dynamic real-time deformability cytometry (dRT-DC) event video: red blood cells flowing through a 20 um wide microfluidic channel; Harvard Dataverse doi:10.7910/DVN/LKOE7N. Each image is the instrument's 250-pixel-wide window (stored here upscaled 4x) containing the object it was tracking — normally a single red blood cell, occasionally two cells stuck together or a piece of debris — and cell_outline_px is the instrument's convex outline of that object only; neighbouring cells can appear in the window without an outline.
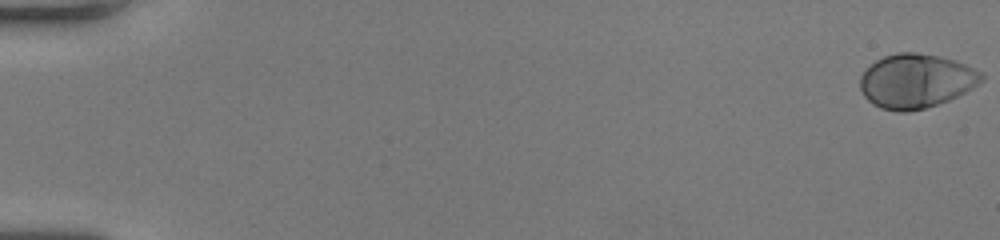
{"species": "human", "species_latin": "Homo sapiens", "temperature_condition": "room temperature", "stored_images_in_passage": 54, "camera_frame_rate_fps": 3000, "um_per_image_px": 0.085, "donor": {"sex": "female"}, "frame": {"image": 1, "passage_image": 1, "time_ms": 0.0, "image_size_px": [1000, 240], "cell_outline_px": [[984, 80], [972, 88], [948, 100], [924, 108], [908, 112], [896, 112], [880, 108], [872, 104], [864, 96], [860, 88], [860, 76], [876, 60], [884, 56], [896, 52], [916, 52], [956, 60], [980, 72], [984, 76]], "centroid_in_image_um": [77.84, 6.89], "position_along_channel_um": 7.2, "area_um2": 38.15}}
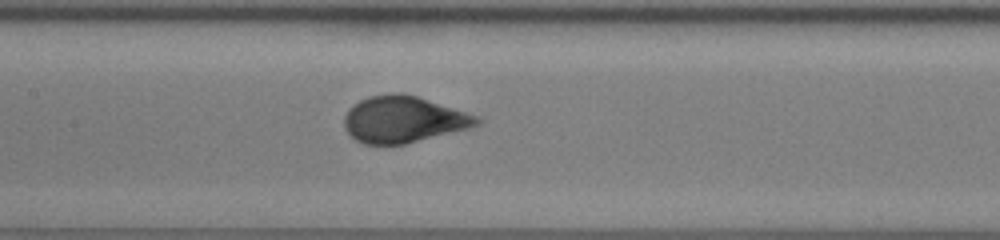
{"frame": {"image": 2, "passage_image": 28, "time_ms": 9.0, "image_size_px": [1000, 240], "cell_outline_px": [[484, 120], [480, 124], [472, 128], [404, 144], [364, 144], [356, 140], [344, 128], [344, 116], [348, 108], [352, 104], [368, 96], [392, 92], [400, 92], [416, 96], [480, 116]], "centroid_in_image_um": [34.31, 10.14], "position_along_channel_um": 173.1, "area_um2": 36.3}}
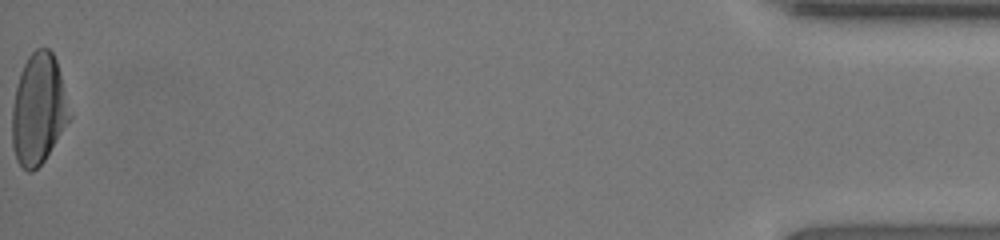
{"frame": {"image": 3, "passage_image": 54, "time_ms": 17.667, "image_size_px": [1000, 240], "cell_outline_px": [[72, 116], [44, 160], [32, 172], [28, 172], [16, 160], [12, 144], [12, 108], [16, 88], [20, 72], [28, 56], [36, 48], [48, 48], [52, 52], [56, 60], [60, 72]], "centroid_in_image_um": [3.27, 9.28], "position_along_channel_um": 431.9, "area_um2": 36.93}, "authors_computed_cell_mechanics": {"area_um2": 36.3273, "velocity_mm_per_s": 4.0708, "shape_relaxation_time_tau1_ms": 3.3998, "shape_relaxation_time_tau2_ms": null, "deformation_change_tau1": 0.1999, "deformation_change_tau2": null}}